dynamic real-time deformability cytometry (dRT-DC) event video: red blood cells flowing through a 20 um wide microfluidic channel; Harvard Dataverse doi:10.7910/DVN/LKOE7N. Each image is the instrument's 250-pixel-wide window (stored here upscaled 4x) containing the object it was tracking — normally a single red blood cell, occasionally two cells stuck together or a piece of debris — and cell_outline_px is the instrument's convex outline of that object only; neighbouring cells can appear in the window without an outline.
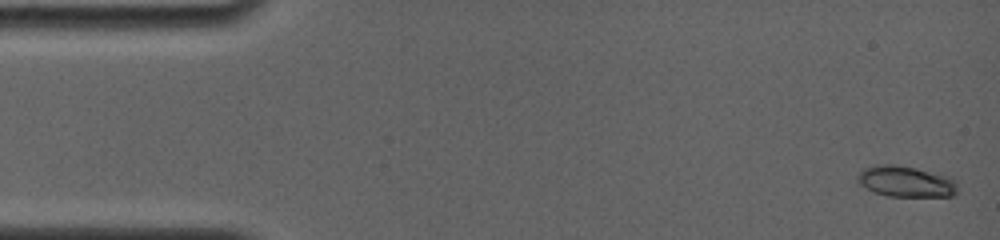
{"species": "common noctule bat (a hibernating species)", "species_latin": "Nyctalus noctula", "temperature_condition": "room temperature", "stored_images_in_passage": 5, "camera_frame_rate_fps": 4000, "um_per_image_px": 0.085, "animal": {"sex": "female", "body_mass_g": 19.0, "forearm_length_mm": 56.7}, "frame": {"image": 1, "passage_image": 1, "time_ms": 0.0, "image_size_px": [1000, 240], "cell_outline_px": [[960, 192], [952, 196], [888, 196], [876, 192], [860, 184], [856, 180], [860, 172], [864, 168], [880, 164], [892, 164], [916, 168], [948, 176], [956, 180]], "centroid_in_image_um": [77.06, 15.43], "position_along_channel_um": 7.9, "area_um2": 18.03}}
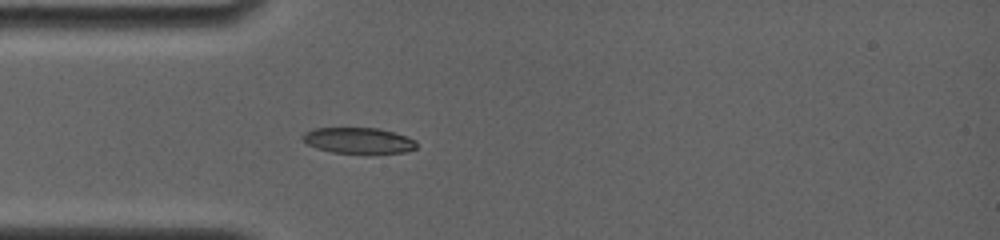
{"frame": {"image": 2, "passage_image": 5, "time_ms": 4.25, "image_size_px": [1000, 240], "cell_outline_px": [[416, 148], [404, 152], [332, 152], [316, 148], [308, 144], [300, 136], [304, 132], [312, 128], [380, 128], [416, 140]], "centroid_in_image_um": [30.41, 11.92], "position_along_channel_um": 54.6, "area_um2": 16.82}}